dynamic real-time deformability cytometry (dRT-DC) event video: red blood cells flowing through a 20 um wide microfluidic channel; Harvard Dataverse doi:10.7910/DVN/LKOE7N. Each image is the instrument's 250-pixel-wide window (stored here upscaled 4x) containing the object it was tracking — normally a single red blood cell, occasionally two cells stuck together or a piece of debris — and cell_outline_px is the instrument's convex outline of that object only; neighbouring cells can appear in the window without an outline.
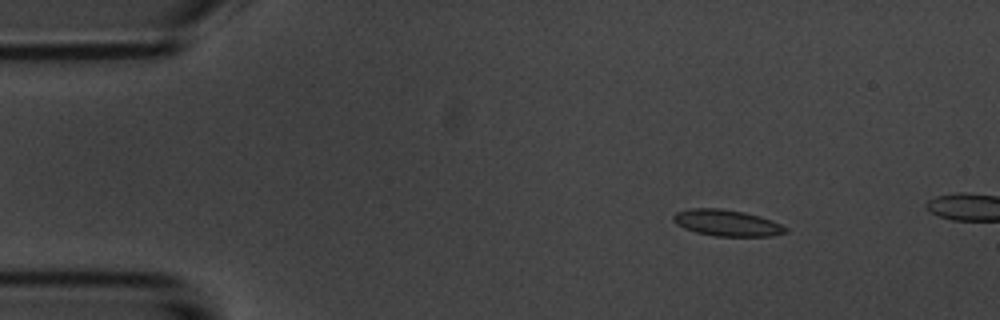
{"species": "common noctule bat (a hibernating species)", "species_latin": "Nyctalus noctula", "temperature_condition": "room temperature", "stored_images_in_passage": 5, "camera_frame_rate_fps": 3000, "um_per_image_px": 0.085, "animal": {"sex": "male", "body_mass_g": 20.1, "forearm_length_mm": 53.5}, "frame": {"image": 1, "passage_image": 3, "time_ms": 2.333, "image_size_px": [1000, 320], "cell_outline_px": [[788, 232], [772, 236], [716, 236], [696, 232], [684, 228], [676, 224], [672, 220], [672, 216], [676, 212], [688, 208], [720, 208], [744, 212], [760, 216], [772, 220], [788, 228]], "centroid_in_image_um": [61.77, 18.94], "position_along_channel_um": 23.2, "area_um2": 17.34}}